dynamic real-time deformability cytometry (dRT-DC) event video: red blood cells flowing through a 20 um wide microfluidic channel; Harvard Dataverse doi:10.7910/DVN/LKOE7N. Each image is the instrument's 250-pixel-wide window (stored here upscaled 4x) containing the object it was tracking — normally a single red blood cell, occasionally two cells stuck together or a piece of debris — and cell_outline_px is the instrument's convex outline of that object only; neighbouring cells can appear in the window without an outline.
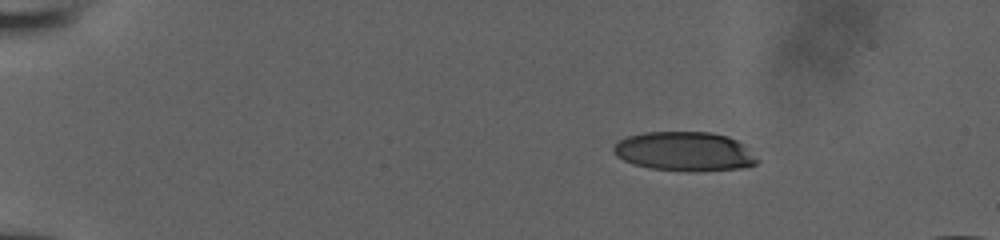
{"species": "human", "species_latin": "Homo sapiens", "temperature_condition": "room temperature", "stored_images_in_passage": 44, "camera_frame_rate_fps": 3000, "um_per_image_px": 0.085, "donor": {"sex": "male"}, "frame": {"image": 1, "passage_image": 1, "time_ms": 0.0, "image_size_px": [1000, 240], "cell_outline_px": [[760, 160], [756, 164], [744, 168], [652, 168], [632, 164], [616, 156], [612, 152], [612, 148], [620, 140], [628, 136], [644, 132], [712, 132], [728, 136], [744, 144]], "centroid_in_image_um": [58.17, 12.81], "position_along_channel_um": 26.8, "area_um2": 31.79}}
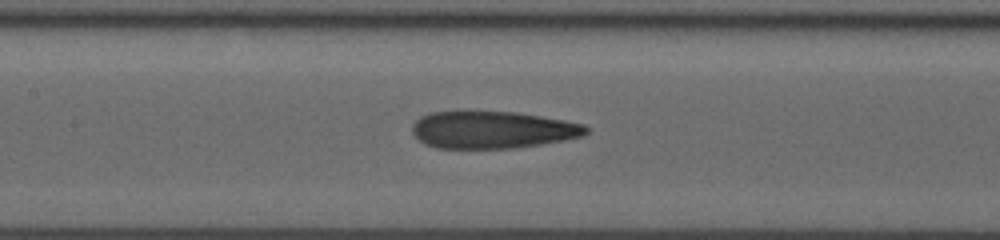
{"frame": {"image": 2, "passage_image": 19, "time_ms": 6.0, "image_size_px": [1000, 240], "cell_outline_px": [[588, 132], [584, 136], [564, 140], [516, 148], [436, 148], [424, 144], [412, 132], [412, 124], [420, 116], [432, 112], [516, 112], [564, 120], [584, 124], [588, 128]], "centroid_in_image_um": [41.86, 11.04], "position_along_channel_um": 165.5, "area_um2": 37.63}}
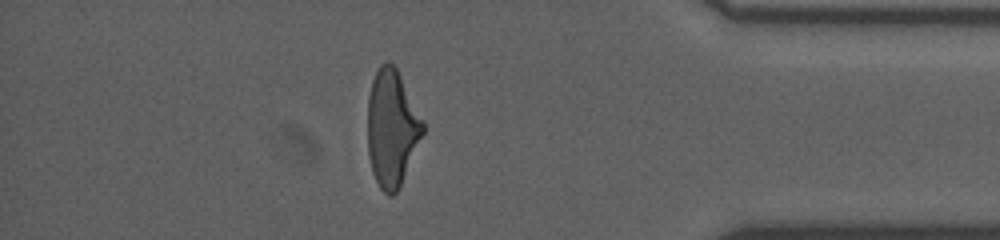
{"frame": {"image": 3, "passage_image": 38, "time_ms": 12.333, "image_size_px": [1000, 240], "cell_outline_px": [[424, 132], [400, 184], [396, 192], [392, 196], [388, 196], [380, 188], [372, 172], [368, 156], [368, 96], [372, 80], [380, 64], [388, 60], [396, 68], [424, 120]], "centroid_in_image_um": [33.29, 10.87], "position_along_channel_um": 401.9, "area_um2": 37.34}}